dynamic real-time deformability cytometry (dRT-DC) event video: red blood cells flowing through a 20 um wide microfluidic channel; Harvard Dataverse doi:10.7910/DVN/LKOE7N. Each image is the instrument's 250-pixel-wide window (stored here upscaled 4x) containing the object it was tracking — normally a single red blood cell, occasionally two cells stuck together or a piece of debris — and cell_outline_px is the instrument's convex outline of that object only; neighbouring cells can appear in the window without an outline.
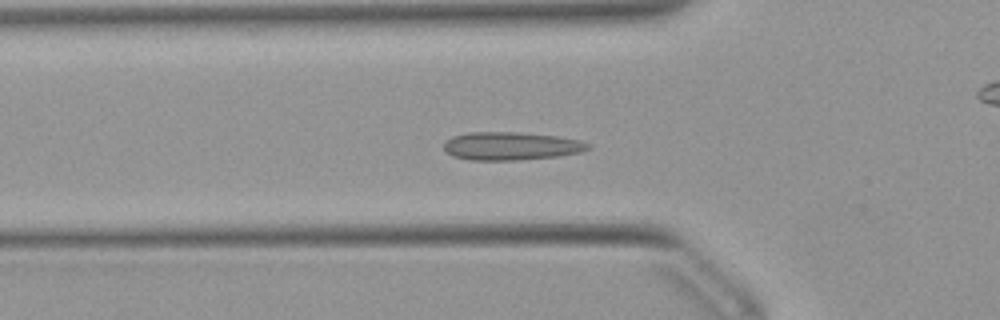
{"species": "Egyptian fruit bat (a non-hibernating species)", "species_latin": "Rousettus aegyptiacus", "temperature_condition": "warm", "stored_images_in_passage": 53, "camera_frame_rate_fps": 3000, "um_per_image_px": 0.085, "animal": {"sex": "female"}, "frame": {"image": 1, "passage_image": 17, "time_ms": 5.333, "image_size_px": [1000, 320], "cell_outline_px": [[592, 148], [580, 152], [560, 156], [520, 160], [468, 160], [452, 156], [444, 148], [444, 140], [452, 136], [468, 132], [520, 132], [556, 136], [580, 140], [592, 144]], "centroid_in_image_um": [43.45, 12.41], "position_along_channel_um": 82.3, "area_um2": 23.93}}
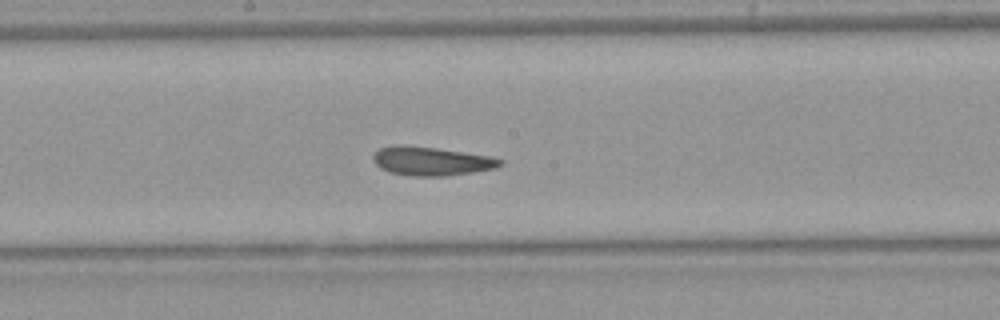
{"frame": {"image": 2, "passage_image": 27, "time_ms": 8.667, "image_size_px": [1000, 320], "cell_outline_px": [[504, 164], [496, 168], [448, 176], [412, 176], [388, 172], [380, 168], [372, 160], [372, 156], [380, 148], [392, 144], [400, 144], [436, 148], [488, 156], [504, 160]], "centroid_in_image_um": [36.63, 13.7], "position_along_channel_um": 211.6, "area_um2": 21.39}}
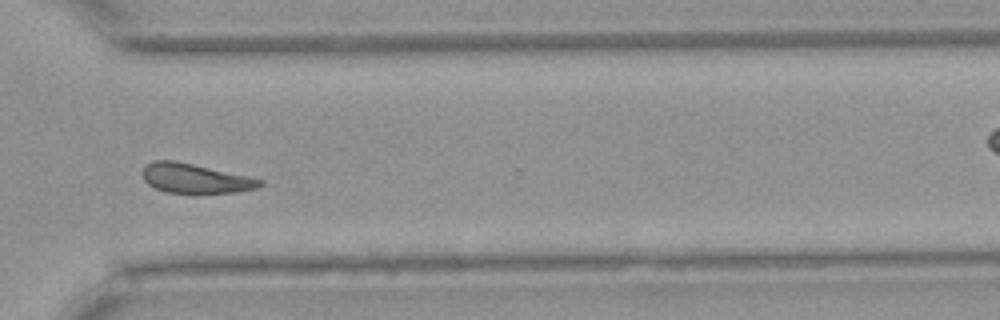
{"frame": {"image": 3, "passage_image": 38, "time_ms": 12.333, "image_size_px": [1000, 320], "cell_outline_px": [[264, 184], [256, 188], [236, 192], [164, 192], [148, 184], [144, 180], [140, 172], [144, 164], [152, 160], [176, 160], [248, 176], [264, 180]], "centroid_in_image_um": [16.53, 15.13], "position_along_channel_um": 354.1, "area_um2": 20.23}}